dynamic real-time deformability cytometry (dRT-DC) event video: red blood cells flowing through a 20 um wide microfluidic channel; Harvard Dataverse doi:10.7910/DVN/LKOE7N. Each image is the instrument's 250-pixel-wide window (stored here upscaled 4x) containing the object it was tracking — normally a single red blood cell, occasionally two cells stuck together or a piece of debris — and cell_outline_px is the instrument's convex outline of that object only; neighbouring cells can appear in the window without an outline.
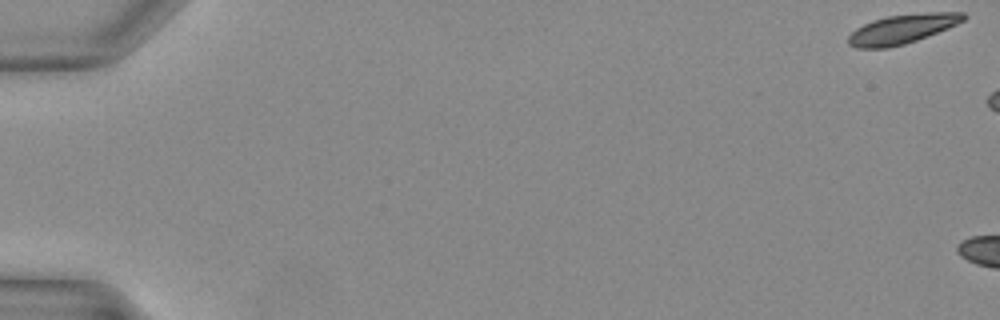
{"species": "Egyptian fruit bat (a non-hibernating species)", "species_latin": "Rousettus aegyptiacus", "temperature_condition": "warm", "stored_images_in_passage": 4, "camera_frame_rate_fps": 3000, "um_per_image_px": 0.085, "animal": {"sex": "female"}, "frame": {"image": 1, "passage_image": 1, "time_ms": 0.0, "image_size_px": [1000, 320], "cell_outline_px": [[968, 16], [964, 20], [948, 28], [916, 40], [904, 44], [888, 48], [856, 48], [848, 44], [848, 36], [856, 28], [872, 20], [888, 16], [932, 12], [964, 12]], "centroid_in_image_um": [76.68, 2.47], "position_along_channel_um": 8.3, "area_um2": 19.54}}